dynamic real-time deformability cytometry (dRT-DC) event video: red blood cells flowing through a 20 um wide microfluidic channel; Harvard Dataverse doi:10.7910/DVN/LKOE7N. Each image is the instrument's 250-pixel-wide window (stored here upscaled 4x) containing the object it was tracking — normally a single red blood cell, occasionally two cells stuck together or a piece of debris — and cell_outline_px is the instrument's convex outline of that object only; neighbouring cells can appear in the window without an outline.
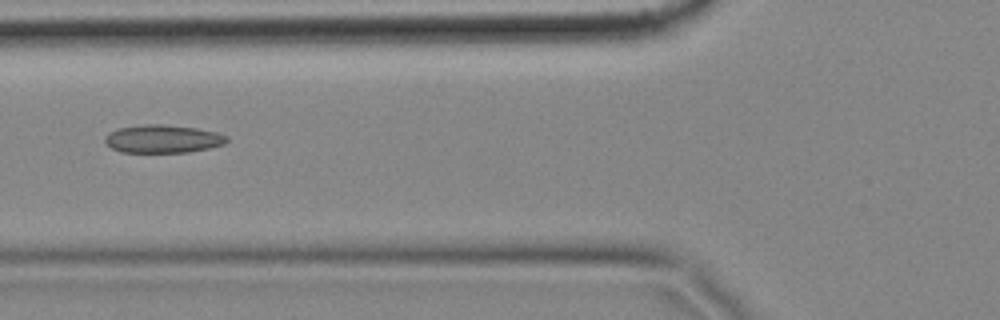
{"species": "common noctule bat (a hibernating species)", "species_latin": "Nyctalus noctula", "temperature_condition": "cold", "stored_images_in_passage": 57, "camera_frame_rate_fps": 3000, "um_per_image_px": 0.085, "animal": {"sex": "female", "body_mass_g": 18.4}, "frame": {"image": 1, "passage_image": 21, "time_ms": 6.667, "image_size_px": [1000, 320], "cell_outline_px": [[228, 140], [224, 144], [208, 148], [188, 152], [120, 152], [112, 148], [104, 140], [112, 132], [120, 128], [144, 124], [164, 124], [196, 128], [216, 132], [228, 136]], "centroid_in_image_um": [13.88, 11.8], "position_along_channel_um": 111.9, "area_um2": 19.65}}
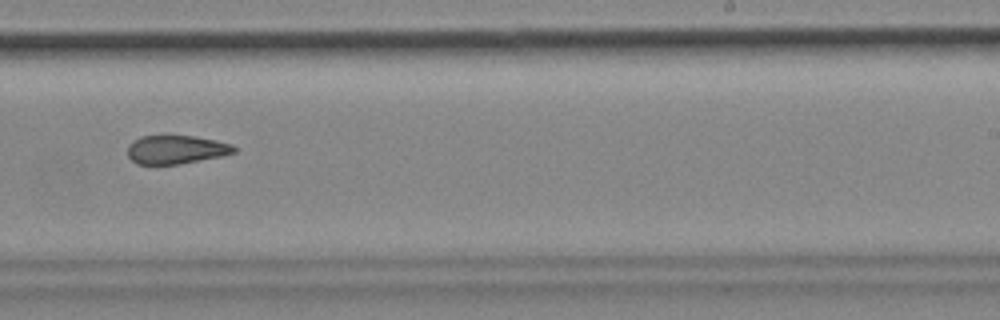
{"frame": {"image": 2, "passage_image": 35, "time_ms": 11.333, "image_size_px": [1000, 320], "cell_outline_px": [[236, 152], [220, 156], [176, 164], [136, 164], [128, 156], [128, 144], [132, 140], [140, 136], [164, 132], [168, 132], [216, 140], [232, 144], [236, 148]], "centroid_in_image_um": [14.9, 12.65], "position_along_channel_um": 274.1, "area_um2": 18.38}}
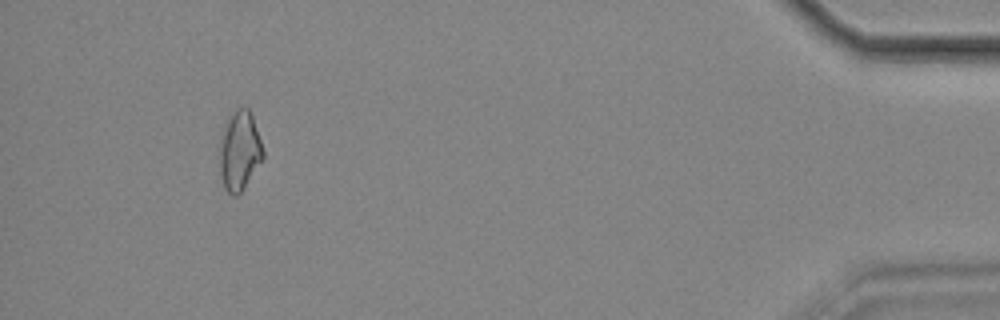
{"frame": {"image": 3, "passage_image": 53, "time_ms": 17.333, "image_size_px": [1000, 320], "cell_outline_px": [[264, 160], [244, 188], [236, 196], [232, 196], [224, 188], [216, 156], [216, 144], [220, 132], [228, 116], [236, 108], [248, 108], [252, 112], [264, 152]], "centroid_in_image_um": [20.3, 12.8], "position_along_channel_um": 414.9, "area_um2": 21.33}, "authors_computed_cell_mechanics": {"area_um2": 19.4208, "velocity_mm_per_s": 3.4775, "shape_relaxation_time_tau1_ms": null, "shape_relaxation_time_tau2_ms": 5.2251, "deformation_change_tau1": null, "deformation_change_tau2": 0.1119}}